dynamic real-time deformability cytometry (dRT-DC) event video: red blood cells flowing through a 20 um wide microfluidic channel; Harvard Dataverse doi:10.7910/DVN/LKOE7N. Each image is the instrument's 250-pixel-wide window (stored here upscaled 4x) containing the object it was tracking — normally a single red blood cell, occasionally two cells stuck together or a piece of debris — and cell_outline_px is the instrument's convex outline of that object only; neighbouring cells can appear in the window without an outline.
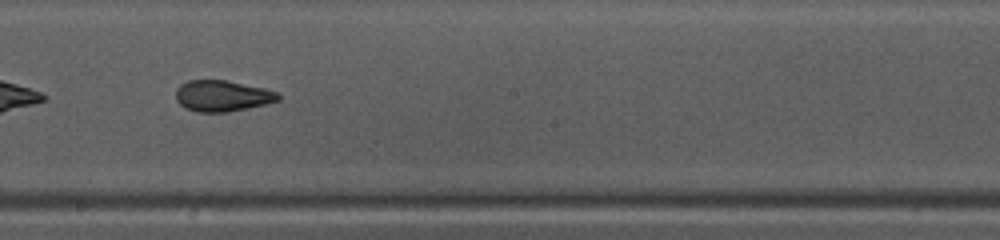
{"species": "common noctule bat (a hibernating species)", "species_latin": "Nyctalus noctula", "temperature_condition": "warm", "stored_images_in_passage": 30, "camera_frame_rate_fps": 3000, "um_per_image_px": 0.085, "animal": {"sex": "female", "body_mass_g": 10.0, "forearm_length_mm": 53.1}, "frame": {"image": 1, "passage_image": 13, "time_ms": 4.0, "image_size_px": [1000, 240], "cell_outline_px": [[280, 100], [248, 108], [228, 112], [196, 112], [184, 108], [176, 100], [176, 88], [180, 84], [188, 80], [224, 80], [264, 88], [280, 92]], "centroid_in_image_um": [18.88, 8.15], "position_along_channel_um": 229.3, "area_um2": 18.67}, "authors_computed_cell_mechanics": {"area_um2": 18.6694, "velocity_mm_per_s": 4.1644, "shape_relaxation_time_tau1_ms": null, "shape_relaxation_time_tau2_ms": 1.3478, "deformation_change_tau1": null, "deformation_change_tau2": 0.0837}}